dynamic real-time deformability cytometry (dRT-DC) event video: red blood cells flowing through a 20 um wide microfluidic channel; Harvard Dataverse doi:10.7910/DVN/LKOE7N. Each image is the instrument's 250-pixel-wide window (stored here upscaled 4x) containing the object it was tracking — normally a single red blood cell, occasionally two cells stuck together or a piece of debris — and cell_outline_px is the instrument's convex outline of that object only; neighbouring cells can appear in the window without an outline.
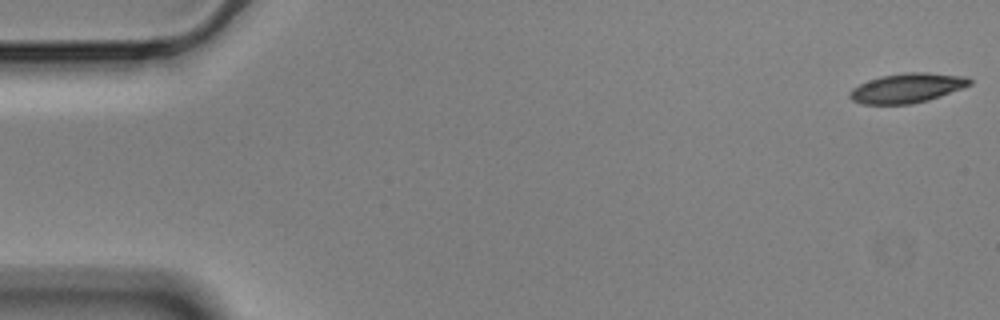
{"species": "Egyptian fruit bat (a non-hibernating species)", "species_latin": "Rousettus aegyptiacus", "temperature_condition": "cold", "stored_images_in_passage": 56, "camera_frame_rate_fps": 3000, "um_per_image_px": 0.085, "animal": {"sex": "male"}, "frame": {"image": 1, "passage_image": 1, "time_ms": 0.0, "image_size_px": [1000, 320], "cell_outline_px": [[972, 84], [940, 96], [928, 100], [912, 104], [860, 104], [852, 100], [848, 96], [848, 92], [852, 88], [868, 80], [880, 76], [908, 72], [928, 72], [964, 76], [972, 80]], "centroid_in_image_um": [77.07, 7.48], "position_along_channel_um": 7.9, "area_um2": 20.69}}
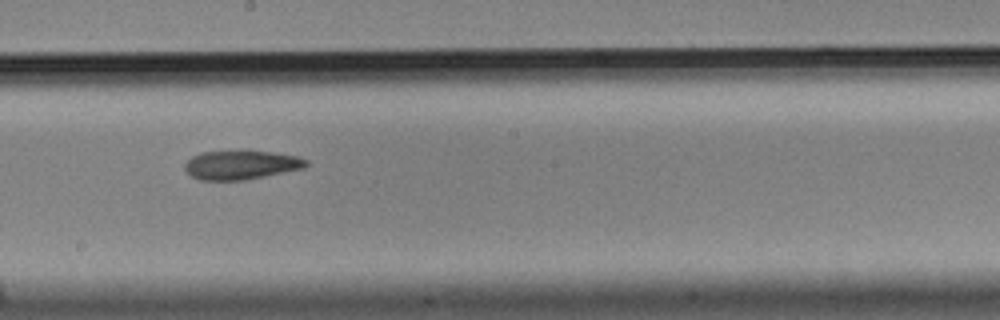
{"frame": {"image": 2, "passage_image": 31, "time_ms": 10.0, "image_size_px": [1000, 320], "cell_outline_px": [[308, 164], [304, 168], [244, 180], [200, 180], [192, 176], [184, 168], [184, 164], [192, 156], [200, 152], [248, 148], [296, 156], [308, 160]], "centroid_in_image_um": [20.48, 13.97], "position_along_channel_um": 227.7, "area_um2": 21.1}}
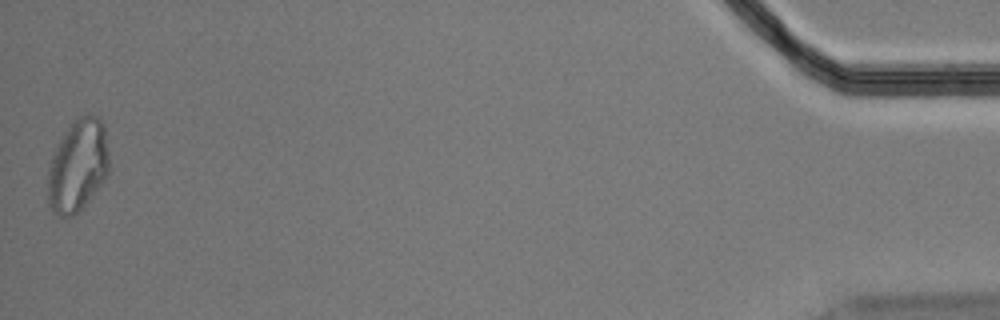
{"frame": {"image": 3, "passage_image": 56, "time_ms": 18.333, "image_size_px": [1000, 320], "cell_outline_px": [[112, 168], [108, 176], [88, 200], [72, 216], [60, 216], [52, 212], [48, 204], [48, 168], [56, 144], [72, 120], [80, 116], [96, 116], [104, 124]], "centroid_in_image_um": [6.63, 14.06], "position_along_channel_um": 428.6, "area_um2": 33.41}, "authors_computed_cell_mechanics": {"area_um2": 21.675, "velocity_mm_per_s": 3.5354, "shape_relaxation_time_tau1_ms": 9.7186, "shape_relaxation_time_tau2_ms": 5.206, "deformation_change_tau1": 0.1819, "deformation_change_tau2": 0.1268}}